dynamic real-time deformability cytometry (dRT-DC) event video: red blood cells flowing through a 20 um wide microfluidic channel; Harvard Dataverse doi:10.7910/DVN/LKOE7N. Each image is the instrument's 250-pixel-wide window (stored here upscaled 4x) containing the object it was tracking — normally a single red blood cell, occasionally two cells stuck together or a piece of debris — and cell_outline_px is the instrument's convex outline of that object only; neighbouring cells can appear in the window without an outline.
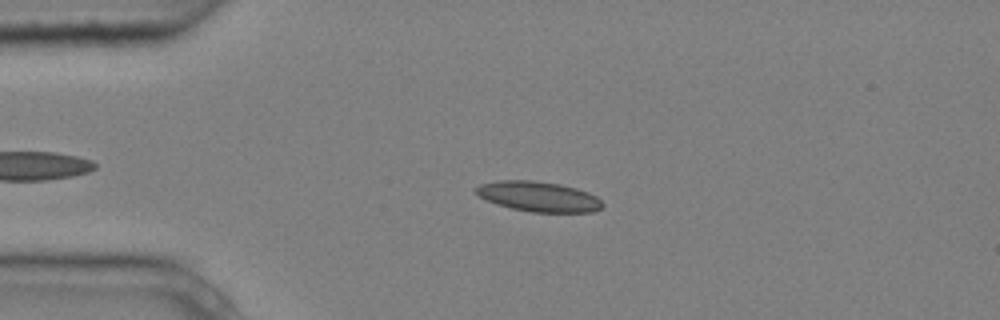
{"species": "common noctule bat (a hibernating species)", "species_latin": "Nyctalus noctula", "temperature_condition": "cold", "stored_images_in_passage": 5, "camera_frame_rate_fps": 3000, "um_per_image_px": 0.085, "animal": {"sex": "male", "body_mass_g": 20.4}, "frame": {"image": 1, "passage_image": 4, "time_ms": 1.0, "image_size_px": [1000, 320], "cell_outline_px": [[604, 204], [600, 208], [592, 212], [532, 212], [512, 208], [496, 204], [480, 196], [476, 192], [476, 188], [480, 184], [500, 180], [532, 180], [560, 184], [576, 188], [588, 192], [596, 196]], "centroid_in_image_um": [45.8, 16.7], "position_along_channel_um": 39.2, "area_um2": 22.02}}